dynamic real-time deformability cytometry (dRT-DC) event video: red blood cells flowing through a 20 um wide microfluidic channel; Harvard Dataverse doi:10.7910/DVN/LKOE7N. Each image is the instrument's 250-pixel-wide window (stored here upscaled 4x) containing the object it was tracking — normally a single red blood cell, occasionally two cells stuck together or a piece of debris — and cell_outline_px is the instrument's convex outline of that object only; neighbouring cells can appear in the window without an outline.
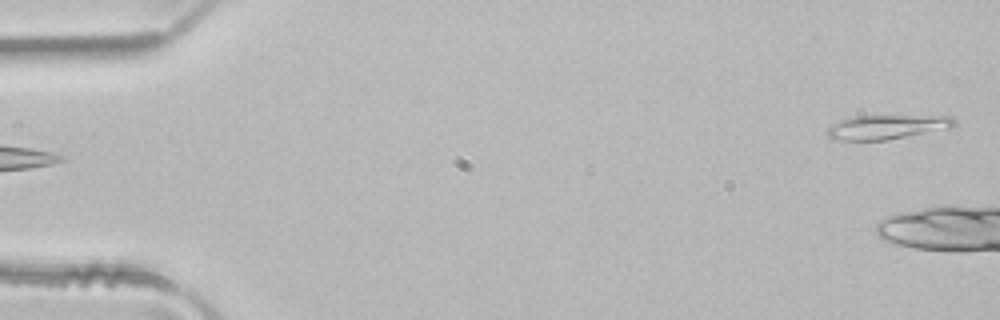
{"species": "common noctule bat (a hibernating species)", "species_latin": "Nyctalus noctula", "temperature_condition": "room temperature", "stored_images_in_passage": 2, "camera_frame_rate_fps": 3000, "um_per_image_px": 0.085, "animal": {"sex": "male", "body_mass_g": 21.5, "forearm_length_mm": 52.0}, "frame": {"image": 1, "passage_image": 2, "time_ms": 0.333, "image_size_px": [1000, 320], "cell_outline_px": [[956, 124], [952, 128], [888, 140], [840, 140], [828, 136], [828, 128], [832, 124], [852, 116], [952, 116], [956, 120]], "centroid_in_image_um": [75.46, 10.79], "position_along_channel_um": 9.5, "area_um2": 17.92}}